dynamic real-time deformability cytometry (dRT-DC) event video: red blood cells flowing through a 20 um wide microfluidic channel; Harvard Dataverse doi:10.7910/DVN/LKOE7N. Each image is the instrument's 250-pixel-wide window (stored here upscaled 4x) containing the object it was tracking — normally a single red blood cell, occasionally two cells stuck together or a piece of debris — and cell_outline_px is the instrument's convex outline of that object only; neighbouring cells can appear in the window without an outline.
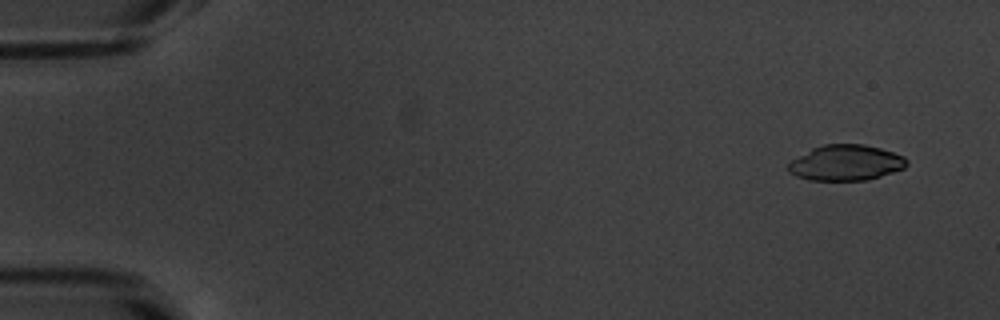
{"species": "common noctule bat (a hibernating species)", "species_latin": "Nyctalus noctula", "temperature_condition": "warm", "stored_images_in_passage": 53, "camera_frame_rate_fps": 3000, "um_per_image_px": 0.085, "animal": {"sex": "male", "body_mass_g": 20.1, "forearm_length_mm": 53.5}, "frame": {"image": 1, "passage_image": 4, "time_ms": 1.0, "image_size_px": [1000, 320], "cell_outline_px": [[908, 164], [904, 168], [868, 180], [808, 180], [796, 176], [788, 172], [788, 164], [792, 160], [812, 148], [824, 144], [864, 144], [880, 148], [904, 156], [908, 160]], "centroid_in_image_um": [71.9, 13.83], "position_along_channel_um": 13.1, "area_um2": 24.57}}
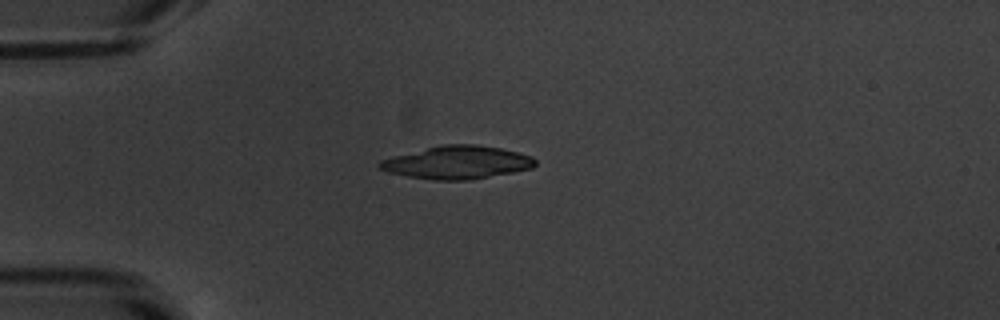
{"frame": {"image": 2, "passage_image": 15, "time_ms": 4.667, "image_size_px": [1000, 320], "cell_outline_px": [[536, 164], [532, 168], [512, 172], [468, 180], [436, 180], [408, 176], [388, 172], [380, 168], [376, 164], [380, 160], [392, 156], [440, 144], [476, 144], [500, 148], [532, 156], [536, 160]], "centroid_in_image_um": [38.83, 13.79], "position_along_channel_um": 46.2, "area_um2": 29.82}}
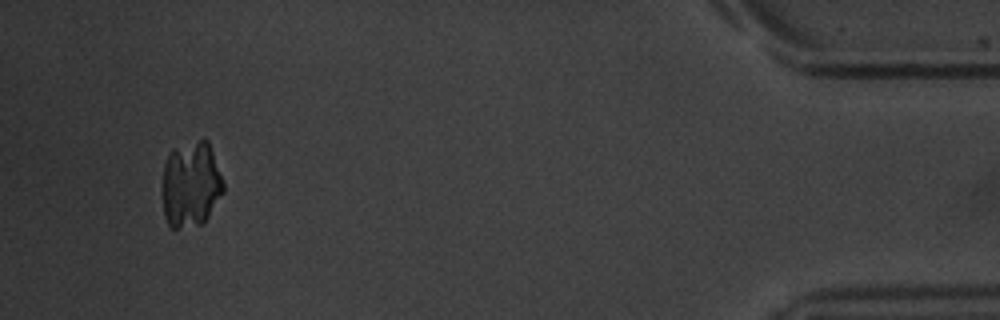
{"frame": {"image": 3, "passage_image": 51, "time_ms": 16.667, "image_size_px": [1000, 320], "cell_outline_px": [[224, 192], [204, 224], [176, 228], [172, 228], [168, 224], [164, 216], [160, 192], [164, 164], [168, 152], [172, 148], [204, 136], [208, 140], [224, 184]], "centroid_in_image_um": [16.19, 15.65], "position_along_channel_um": 419.0, "area_um2": 31.56}}